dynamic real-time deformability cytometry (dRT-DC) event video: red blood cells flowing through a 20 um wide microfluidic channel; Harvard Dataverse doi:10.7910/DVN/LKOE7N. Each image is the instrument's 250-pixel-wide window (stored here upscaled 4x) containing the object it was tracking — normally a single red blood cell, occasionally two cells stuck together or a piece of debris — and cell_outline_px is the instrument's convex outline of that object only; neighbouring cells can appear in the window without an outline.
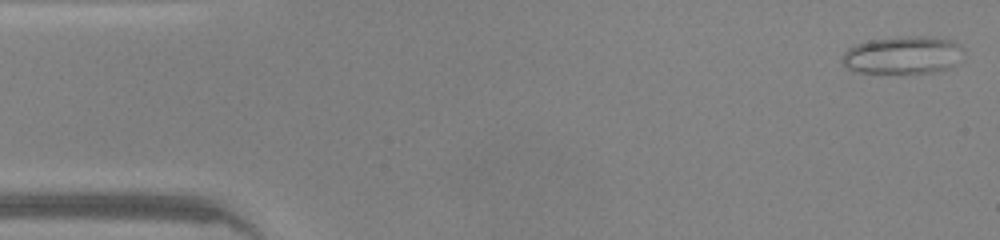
{"species": "common noctule bat (a hibernating species)", "species_latin": "Nyctalus noctula", "temperature_condition": "warm", "stored_images_in_passage": 46, "camera_frame_rate_fps": 3000, "um_per_image_px": 0.085, "animal": {"sex": "male", "body_mass_g": 20.0, "forearm_length_mm": 53.3}, "frame": {"image": 1, "passage_image": 1, "time_ms": 0.0, "image_size_px": [1000, 240], "cell_outline_px": [[964, 52], [956, 64], [940, 72], [856, 72], [848, 68], [840, 60], [844, 52], [848, 48], [856, 44], [868, 40], [908, 36], [928, 36], [952, 40]], "centroid_in_image_um": [76.73, 4.67], "position_along_channel_um": 8.3, "area_um2": 26.53}}
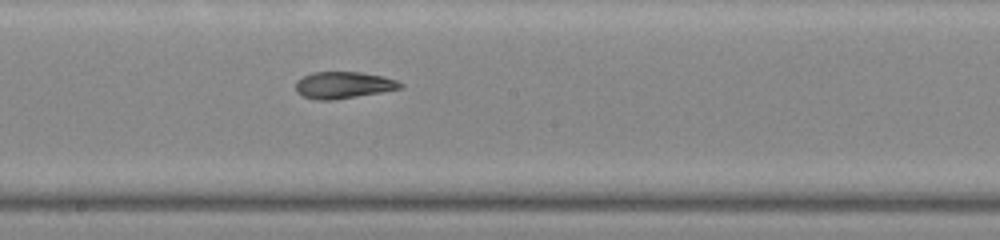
{"frame": {"image": 2, "passage_image": 24, "time_ms": 7.667, "image_size_px": [1000, 240], "cell_outline_px": [[404, 84], [400, 88], [380, 92], [332, 100], [316, 100], [304, 96], [296, 92], [296, 80], [312, 72], [360, 72], [384, 76], [396, 80]], "centroid_in_image_um": [29.17, 7.22], "position_along_channel_um": 219.0, "area_um2": 16.18}}
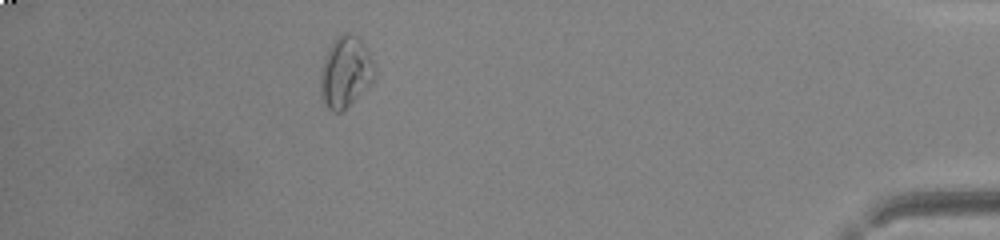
{"frame": {"image": 3, "passage_image": 41, "time_ms": 13.333, "image_size_px": [1000, 240], "cell_outline_px": [[376, 76], [340, 112], [332, 112], [324, 104], [320, 96], [320, 72], [324, 56], [328, 48], [336, 36], [344, 32], [348, 32], [356, 36], [364, 44], [376, 64]], "centroid_in_image_um": [29.34, 6.07], "position_along_channel_um": 405.9, "area_um2": 22.43}, "authors_computed_cell_mechanics": {"area_um2": 18.9006, "velocity_mm_per_s": 4.2978, "shape_relaxation_time_tau1_ms": 4.3624, "shape_relaxation_time_tau2_ms": 3.1164, "deformation_change_tau1": 0.1326, "deformation_change_tau2": 0.0965}}